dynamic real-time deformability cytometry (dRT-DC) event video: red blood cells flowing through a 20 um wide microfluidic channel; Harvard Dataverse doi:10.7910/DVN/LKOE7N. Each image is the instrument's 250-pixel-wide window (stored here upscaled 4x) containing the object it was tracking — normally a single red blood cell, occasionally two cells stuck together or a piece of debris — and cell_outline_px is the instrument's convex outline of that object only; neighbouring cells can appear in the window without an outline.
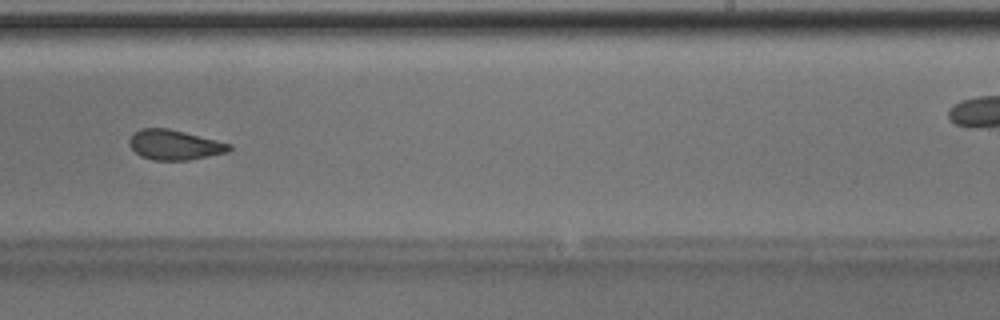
{"species": "Egyptian fruit bat (a non-hibernating species)", "species_latin": "Rousettus aegyptiacus", "temperature_condition": "room temperature", "stored_images_in_passage": 48, "camera_frame_rate_fps": 3000, "um_per_image_px": 0.085, "animal": {"sex": "male"}, "frame": {"image": 1, "passage_image": 28, "time_ms": 9.0, "image_size_px": [1000, 320], "cell_outline_px": [[232, 148], [228, 152], [188, 160], [152, 160], [140, 156], [128, 144], [128, 140], [132, 132], [140, 128], [168, 128], [232, 144]], "centroid_in_image_um": [14.8, 12.31], "position_along_channel_um": 274.2, "area_um2": 17.51}, "authors_computed_cell_mechanics": {"area_um2": 18.4382, "velocity_mm_per_s": 4.0321, "shape_relaxation_time_tau1_ms": null, "shape_relaxation_time_tau2_ms": 1.8906, "deformation_change_tau1": null, "deformation_change_tau2": 0.0678}}